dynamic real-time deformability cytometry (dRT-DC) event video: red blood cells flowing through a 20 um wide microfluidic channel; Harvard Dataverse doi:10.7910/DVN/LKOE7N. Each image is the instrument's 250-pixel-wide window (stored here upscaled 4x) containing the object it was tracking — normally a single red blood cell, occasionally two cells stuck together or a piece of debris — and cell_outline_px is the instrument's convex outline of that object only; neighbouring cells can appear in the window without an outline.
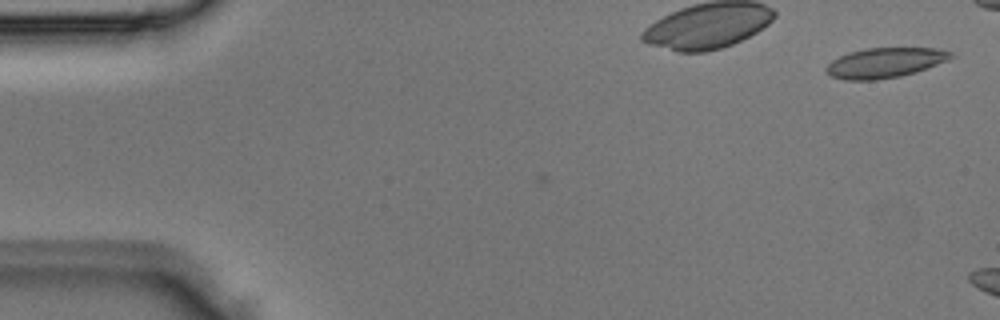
{"species": "Egyptian fruit bat (a non-hibernating species)", "species_latin": "Rousettus aegyptiacus", "temperature_condition": "room temperature", "stored_images_in_passage": 2, "camera_frame_rate_fps": 3000, "um_per_image_px": 0.085, "animal": {"sex": "male"}, "frame": {"image": 1, "passage_image": 2, "time_ms": 0.333, "image_size_px": [1000, 320], "cell_outline_px": [[952, 56], [948, 60], [916, 72], [900, 76], [876, 80], [844, 80], [832, 76], [824, 68], [832, 60], [848, 52], [868, 48], [936, 48], [952, 52]], "centroid_in_image_um": [75.2, 5.33], "position_along_channel_um": 9.8, "area_um2": 21.68}}